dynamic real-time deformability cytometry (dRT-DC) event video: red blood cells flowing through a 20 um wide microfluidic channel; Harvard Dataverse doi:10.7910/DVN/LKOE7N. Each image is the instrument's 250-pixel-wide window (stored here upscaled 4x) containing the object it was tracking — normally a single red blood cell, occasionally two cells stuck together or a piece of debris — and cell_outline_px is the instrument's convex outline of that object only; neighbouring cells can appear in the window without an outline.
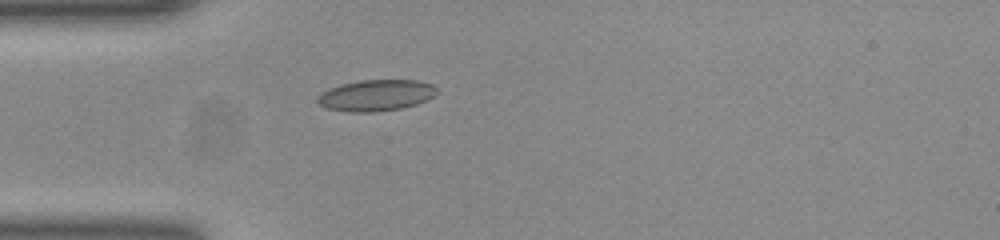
{"species": "common noctule bat (a hibernating species)", "species_latin": "Nyctalus noctula", "temperature_condition": "room temperature", "stored_images_in_passage": 38, "camera_frame_rate_fps": 3000, "um_per_image_px": 0.085, "animal": {"sex": "female", "body_mass_g": 23.0, "forearm_length_mm": 53.4}, "frame": {"image": 1, "passage_image": 1, "time_ms": 0.0, "image_size_px": [1000, 240], "cell_outline_px": [[440, 92], [416, 104], [400, 108], [376, 112], [348, 112], [328, 108], [320, 104], [316, 100], [316, 96], [320, 92], [328, 88], [340, 84], [360, 80], [420, 80], [432, 84]], "centroid_in_image_um": [31.93, 8.09], "position_along_channel_um": 53.1, "area_um2": 21.85}}
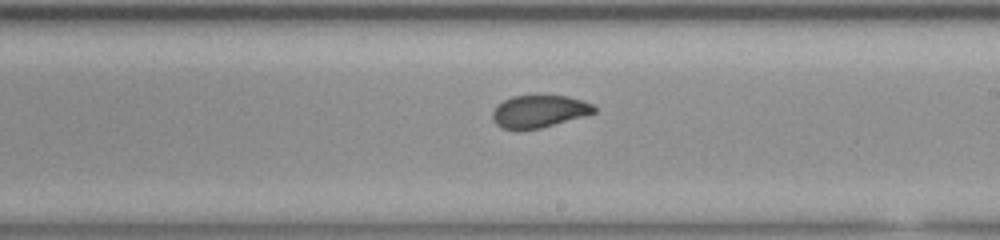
{"frame": {"image": 2, "passage_image": 16, "time_ms": 5.0, "image_size_px": [1000, 240], "cell_outline_px": [[596, 112], [584, 116], [540, 128], [516, 132], [500, 128], [492, 120], [492, 112], [496, 104], [512, 96], [568, 96], [592, 104], [596, 108]], "centroid_in_image_um": [45.75, 9.5], "position_along_channel_um": 243.3, "area_um2": 19.48}}
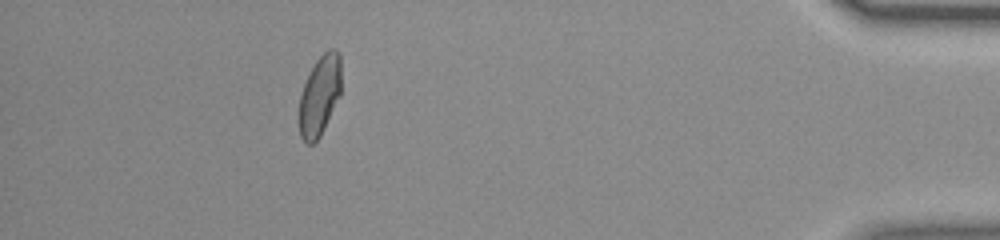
{"frame": {"image": 3, "passage_image": 33, "time_ms": 10.667, "image_size_px": [1000, 240], "cell_outline_px": [[340, 96], [320, 136], [312, 144], [308, 144], [300, 136], [300, 96], [304, 84], [316, 60], [328, 48], [336, 48], [340, 56]], "centroid_in_image_um": [27.19, 8.09], "position_along_channel_um": 408.0, "area_um2": 19.31}, "authors_computed_cell_mechanics": {"area_um2": 19.8832, "velocity_mm_per_s": 3.9357, "shape_relaxation_time_tau1_ms": null, "shape_relaxation_time_tau2_ms": 1.2117, "deformation_change_tau1": null, "deformation_change_tau2": 0.0561}}